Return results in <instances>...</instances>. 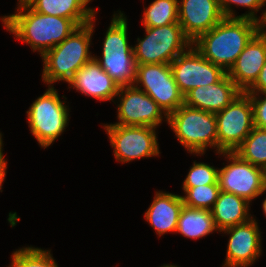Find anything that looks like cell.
<instances>
[{
	"instance_id": "ffe728a7",
	"label": "cell",
	"mask_w": 266,
	"mask_h": 267,
	"mask_svg": "<svg viewBox=\"0 0 266 267\" xmlns=\"http://www.w3.org/2000/svg\"><path fill=\"white\" fill-rule=\"evenodd\" d=\"M250 205L251 203L245 198L220 191L218 199L210 210L218 232L252 219Z\"/></svg>"
},
{
	"instance_id": "7c38bea8",
	"label": "cell",
	"mask_w": 266,
	"mask_h": 267,
	"mask_svg": "<svg viewBox=\"0 0 266 267\" xmlns=\"http://www.w3.org/2000/svg\"><path fill=\"white\" fill-rule=\"evenodd\" d=\"M115 98L118 100V122L114 123L115 125L158 128L162 121L168 122V115L162 108L134 85L120 86Z\"/></svg>"
},
{
	"instance_id": "ac0fdd59",
	"label": "cell",
	"mask_w": 266,
	"mask_h": 267,
	"mask_svg": "<svg viewBox=\"0 0 266 267\" xmlns=\"http://www.w3.org/2000/svg\"><path fill=\"white\" fill-rule=\"evenodd\" d=\"M242 91L227 73L216 83L199 86L184 96V104L216 114L228 106Z\"/></svg>"
},
{
	"instance_id": "2e32d148",
	"label": "cell",
	"mask_w": 266,
	"mask_h": 267,
	"mask_svg": "<svg viewBox=\"0 0 266 267\" xmlns=\"http://www.w3.org/2000/svg\"><path fill=\"white\" fill-rule=\"evenodd\" d=\"M68 84V89L73 88L90 98L112 101L114 104L120 87L94 58L82 66Z\"/></svg>"
},
{
	"instance_id": "5bb4252c",
	"label": "cell",
	"mask_w": 266,
	"mask_h": 267,
	"mask_svg": "<svg viewBox=\"0 0 266 267\" xmlns=\"http://www.w3.org/2000/svg\"><path fill=\"white\" fill-rule=\"evenodd\" d=\"M259 223L254 217L248 222L226 228L220 232L229 235L226 257L222 267H250L262 255Z\"/></svg>"
},
{
	"instance_id": "cb8c5ba5",
	"label": "cell",
	"mask_w": 266,
	"mask_h": 267,
	"mask_svg": "<svg viewBox=\"0 0 266 267\" xmlns=\"http://www.w3.org/2000/svg\"><path fill=\"white\" fill-rule=\"evenodd\" d=\"M179 0H154L144 8L142 25L144 27H161L178 23Z\"/></svg>"
},
{
	"instance_id": "4316f807",
	"label": "cell",
	"mask_w": 266,
	"mask_h": 267,
	"mask_svg": "<svg viewBox=\"0 0 266 267\" xmlns=\"http://www.w3.org/2000/svg\"><path fill=\"white\" fill-rule=\"evenodd\" d=\"M218 1L221 11L225 16V18H250L260 22L266 13V9L262 10V8L265 7L266 5V0H218ZM232 5H235L236 7L240 6L248 8L247 9L248 13L245 12L244 14L237 15L232 9ZM259 10L263 11L261 16L257 15Z\"/></svg>"
},
{
	"instance_id": "1f68e13d",
	"label": "cell",
	"mask_w": 266,
	"mask_h": 267,
	"mask_svg": "<svg viewBox=\"0 0 266 267\" xmlns=\"http://www.w3.org/2000/svg\"><path fill=\"white\" fill-rule=\"evenodd\" d=\"M259 31L266 37V13L263 19L259 22Z\"/></svg>"
},
{
	"instance_id": "ba28073f",
	"label": "cell",
	"mask_w": 266,
	"mask_h": 267,
	"mask_svg": "<svg viewBox=\"0 0 266 267\" xmlns=\"http://www.w3.org/2000/svg\"><path fill=\"white\" fill-rule=\"evenodd\" d=\"M117 162L160 156L157 128L150 126L103 125Z\"/></svg>"
},
{
	"instance_id": "7a4b0ae2",
	"label": "cell",
	"mask_w": 266,
	"mask_h": 267,
	"mask_svg": "<svg viewBox=\"0 0 266 267\" xmlns=\"http://www.w3.org/2000/svg\"><path fill=\"white\" fill-rule=\"evenodd\" d=\"M258 31L259 22L256 20L224 18L210 31L201 34L192 46L227 73Z\"/></svg>"
},
{
	"instance_id": "6da1fadb",
	"label": "cell",
	"mask_w": 266,
	"mask_h": 267,
	"mask_svg": "<svg viewBox=\"0 0 266 267\" xmlns=\"http://www.w3.org/2000/svg\"><path fill=\"white\" fill-rule=\"evenodd\" d=\"M0 18L16 40L28 44L40 57L79 27L72 19L38 13L24 0H18L14 14Z\"/></svg>"
},
{
	"instance_id": "30bf717a",
	"label": "cell",
	"mask_w": 266,
	"mask_h": 267,
	"mask_svg": "<svg viewBox=\"0 0 266 267\" xmlns=\"http://www.w3.org/2000/svg\"><path fill=\"white\" fill-rule=\"evenodd\" d=\"M217 122L218 154L234 152L254 128L250 95L241 92L220 112Z\"/></svg>"
},
{
	"instance_id": "5b68a950",
	"label": "cell",
	"mask_w": 266,
	"mask_h": 267,
	"mask_svg": "<svg viewBox=\"0 0 266 267\" xmlns=\"http://www.w3.org/2000/svg\"><path fill=\"white\" fill-rule=\"evenodd\" d=\"M167 124L190 154L203 156L209 148L218 154L217 122L214 113L181 105L168 115Z\"/></svg>"
},
{
	"instance_id": "8992f818",
	"label": "cell",
	"mask_w": 266,
	"mask_h": 267,
	"mask_svg": "<svg viewBox=\"0 0 266 267\" xmlns=\"http://www.w3.org/2000/svg\"><path fill=\"white\" fill-rule=\"evenodd\" d=\"M68 107L55 87L48 86L26 111L30 132L41 148L51 146L65 131L69 124Z\"/></svg>"
},
{
	"instance_id": "52a82bcc",
	"label": "cell",
	"mask_w": 266,
	"mask_h": 267,
	"mask_svg": "<svg viewBox=\"0 0 266 267\" xmlns=\"http://www.w3.org/2000/svg\"><path fill=\"white\" fill-rule=\"evenodd\" d=\"M144 29V37L133 46L136 65L170 64L192 46L179 23Z\"/></svg>"
},
{
	"instance_id": "83f0119b",
	"label": "cell",
	"mask_w": 266,
	"mask_h": 267,
	"mask_svg": "<svg viewBox=\"0 0 266 267\" xmlns=\"http://www.w3.org/2000/svg\"><path fill=\"white\" fill-rule=\"evenodd\" d=\"M218 170L214 166L204 162H193L190 166L189 172L182 187H196L207 184H219L218 183Z\"/></svg>"
},
{
	"instance_id": "d6986e66",
	"label": "cell",
	"mask_w": 266,
	"mask_h": 267,
	"mask_svg": "<svg viewBox=\"0 0 266 267\" xmlns=\"http://www.w3.org/2000/svg\"><path fill=\"white\" fill-rule=\"evenodd\" d=\"M183 206L181 195L156 191L151 205L144 213L145 221L159 237L166 233H174Z\"/></svg>"
},
{
	"instance_id": "836d02e7",
	"label": "cell",
	"mask_w": 266,
	"mask_h": 267,
	"mask_svg": "<svg viewBox=\"0 0 266 267\" xmlns=\"http://www.w3.org/2000/svg\"><path fill=\"white\" fill-rule=\"evenodd\" d=\"M262 209H263L264 215L266 216V198H264V201L262 202Z\"/></svg>"
},
{
	"instance_id": "9a60e30c",
	"label": "cell",
	"mask_w": 266,
	"mask_h": 267,
	"mask_svg": "<svg viewBox=\"0 0 266 267\" xmlns=\"http://www.w3.org/2000/svg\"><path fill=\"white\" fill-rule=\"evenodd\" d=\"M224 18L218 0L178 1V23L192 43Z\"/></svg>"
},
{
	"instance_id": "e575fe53",
	"label": "cell",
	"mask_w": 266,
	"mask_h": 267,
	"mask_svg": "<svg viewBox=\"0 0 266 267\" xmlns=\"http://www.w3.org/2000/svg\"><path fill=\"white\" fill-rule=\"evenodd\" d=\"M159 267H180V266H177L176 264H163L162 266H159Z\"/></svg>"
},
{
	"instance_id": "d6a6232c",
	"label": "cell",
	"mask_w": 266,
	"mask_h": 267,
	"mask_svg": "<svg viewBox=\"0 0 266 267\" xmlns=\"http://www.w3.org/2000/svg\"><path fill=\"white\" fill-rule=\"evenodd\" d=\"M2 133L0 132V161H3L5 158V156H4V153H3V145H4V143H3V139H2Z\"/></svg>"
},
{
	"instance_id": "4dcf8cb0",
	"label": "cell",
	"mask_w": 266,
	"mask_h": 267,
	"mask_svg": "<svg viewBox=\"0 0 266 267\" xmlns=\"http://www.w3.org/2000/svg\"><path fill=\"white\" fill-rule=\"evenodd\" d=\"M7 162L8 161L6 159L0 161V192H2L3 182L5 181L6 178Z\"/></svg>"
},
{
	"instance_id": "4fadbf2b",
	"label": "cell",
	"mask_w": 266,
	"mask_h": 267,
	"mask_svg": "<svg viewBox=\"0 0 266 267\" xmlns=\"http://www.w3.org/2000/svg\"><path fill=\"white\" fill-rule=\"evenodd\" d=\"M179 91L185 96L199 86L218 82L226 72L204 58L193 46L170 63Z\"/></svg>"
},
{
	"instance_id": "3957f363",
	"label": "cell",
	"mask_w": 266,
	"mask_h": 267,
	"mask_svg": "<svg viewBox=\"0 0 266 267\" xmlns=\"http://www.w3.org/2000/svg\"><path fill=\"white\" fill-rule=\"evenodd\" d=\"M96 14L92 20L75 29L63 42L47 51L43 61L42 81L48 86L56 82L68 83L74 74L95 55L90 52ZM53 84V85H52Z\"/></svg>"
},
{
	"instance_id": "d4e9b609",
	"label": "cell",
	"mask_w": 266,
	"mask_h": 267,
	"mask_svg": "<svg viewBox=\"0 0 266 267\" xmlns=\"http://www.w3.org/2000/svg\"><path fill=\"white\" fill-rule=\"evenodd\" d=\"M8 267H59L50 250L38 247H22L11 255Z\"/></svg>"
},
{
	"instance_id": "8fae6325",
	"label": "cell",
	"mask_w": 266,
	"mask_h": 267,
	"mask_svg": "<svg viewBox=\"0 0 266 267\" xmlns=\"http://www.w3.org/2000/svg\"><path fill=\"white\" fill-rule=\"evenodd\" d=\"M133 85L150 96L167 115L184 104L170 64L136 65Z\"/></svg>"
},
{
	"instance_id": "7402d4cb",
	"label": "cell",
	"mask_w": 266,
	"mask_h": 267,
	"mask_svg": "<svg viewBox=\"0 0 266 267\" xmlns=\"http://www.w3.org/2000/svg\"><path fill=\"white\" fill-rule=\"evenodd\" d=\"M218 232L210 210L183 206L177 221L176 233L188 239H199Z\"/></svg>"
},
{
	"instance_id": "603a6c76",
	"label": "cell",
	"mask_w": 266,
	"mask_h": 267,
	"mask_svg": "<svg viewBox=\"0 0 266 267\" xmlns=\"http://www.w3.org/2000/svg\"><path fill=\"white\" fill-rule=\"evenodd\" d=\"M242 160L266 171V129L255 127L234 151Z\"/></svg>"
},
{
	"instance_id": "44dd1931",
	"label": "cell",
	"mask_w": 266,
	"mask_h": 267,
	"mask_svg": "<svg viewBox=\"0 0 266 267\" xmlns=\"http://www.w3.org/2000/svg\"><path fill=\"white\" fill-rule=\"evenodd\" d=\"M34 11L72 19L78 26L89 23L98 13L88 7L92 0H24Z\"/></svg>"
},
{
	"instance_id": "f1b7e54d",
	"label": "cell",
	"mask_w": 266,
	"mask_h": 267,
	"mask_svg": "<svg viewBox=\"0 0 266 267\" xmlns=\"http://www.w3.org/2000/svg\"><path fill=\"white\" fill-rule=\"evenodd\" d=\"M249 95L253 107L254 126L266 129V93Z\"/></svg>"
},
{
	"instance_id": "484cf974",
	"label": "cell",
	"mask_w": 266,
	"mask_h": 267,
	"mask_svg": "<svg viewBox=\"0 0 266 267\" xmlns=\"http://www.w3.org/2000/svg\"><path fill=\"white\" fill-rule=\"evenodd\" d=\"M183 204L197 209L211 210L220 193L219 184H207L196 187H182Z\"/></svg>"
},
{
	"instance_id": "277c9868",
	"label": "cell",
	"mask_w": 266,
	"mask_h": 267,
	"mask_svg": "<svg viewBox=\"0 0 266 267\" xmlns=\"http://www.w3.org/2000/svg\"><path fill=\"white\" fill-rule=\"evenodd\" d=\"M116 12L104 37L102 58L96 55L94 59L119 86L133 85L136 63L128 40L127 17L121 11Z\"/></svg>"
},
{
	"instance_id": "e0dca14e",
	"label": "cell",
	"mask_w": 266,
	"mask_h": 267,
	"mask_svg": "<svg viewBox=\"0 0 266 267\" xmlns=\"http://www.w3.org/2000/svg\"><path fill=\"white\" fill-rule=\"evenodd\" d=\"M266 60V37L258 31L247 43L227 75L245 92L258 78Z\"/></svg>"
},
{
	"instance_id": "f546056e",
	"label": "cell",
	"mask_w": 266,
	"mask_h": 267,
	"mask_svg": "<svg viewBox=\"0 0 266 267\" xmlns=\"http://www.w3.org/2000/svg\"><path fill=\"white\" fill-rule=\"evenodd\" d=\"M245 92L247 94L266 93V60L263 68L259 72L258 78Z\"/></svg>"
},
{
	"instance_id": "9c48e42d",
	"label": "cell",
	"mask_w": 266,
	"mask_h": 267,
	"mask_svg": "<svg viewBox=\"0 0 266 267\" xmlns=\"http://www.w3.org/2000/svg\"><path fill=\"white\" fill-rule=\"evenodd\" d=\"M227 165L218 170L221 191L233 193L252 203L266 192V173L261 167L242 160L235 152H220Z\"/></svg>"
}]
</instances>
